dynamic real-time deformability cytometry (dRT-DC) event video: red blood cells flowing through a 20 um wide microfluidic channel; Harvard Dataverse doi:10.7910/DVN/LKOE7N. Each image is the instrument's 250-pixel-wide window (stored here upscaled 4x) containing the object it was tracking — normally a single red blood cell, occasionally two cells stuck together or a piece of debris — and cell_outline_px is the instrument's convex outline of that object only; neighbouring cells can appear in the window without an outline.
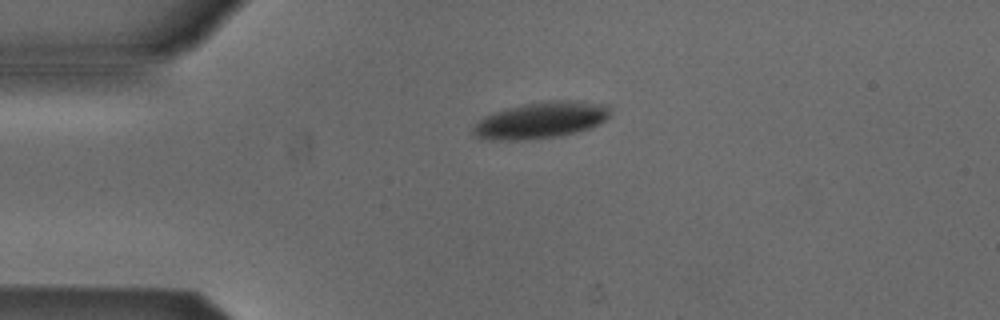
{"species": "Egyptian fruit bat (a non-hibernating species)", "species_latin": "Rousettus aegyptiacus", "temperature_condition": "cold", "stored_images_in_passage": 3, "camera_frame_rate_fps": 3000, "um_per_image_px": 0.085, "animal": {"sex": "male"}, "frame": {"image": 1, "passage_image": 1, "time_ms": 0.0, "image_size_px": [1000, 320], "cell_outline_px": [[612, 112], [600, 124], [592, 128], [560, 136], [524, 140], [492, 140], [476, 136], [472, 132], [472, 128], [484, 116], [508, 108], [524, 104], [544, 100], [580, 100], [608, 104]], "centroid_in_image_um": [46.05, 10.2], "position_along_channel_um": 39.0, "area_um2": 29.36}}